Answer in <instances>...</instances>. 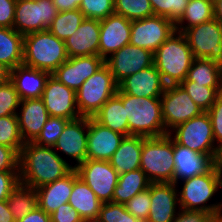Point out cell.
Wrapping results in <instances>:
<instances>
[{
    "mask_svg": "<svg viewBox=\"0 0 222 222\" xmlns=\"http://www.w3.org/2000/svg\"><path fill=\"white\" fill-rule=\"evenodd\" d=\"M218 165H222V148L220 149V154L218 158Z\"/></svg>",
    "mask_w": 222,
    "mask_h": 222,
    "instance_id": "91938a15",
    "label": "cell"
},
{
    "mask_svg": "<svg viewBox=\"0 0 222 222\" xmlns=\"http://www.w3.org/2000/svg\"><path fill=\"white\" fill-rule=\"evenodd\" d=\"M84 19V14L79 9L58 12L48 30L65 42L77 31Z\"/></svg>",
    "mask_w": 222,
    "mask_h": 222,
    "instance_id": "e575fe53",
    "label": "cell"
},
{
    "mask_svg": "<svg viewBox=\"0 0 222 222\" xmlns=\"http://www.w3.org/2000/svg\"><path fill=\"white\" fill-rule=\"evenodd\" d=\"M72 169L53 147L30 141L19 153L20 183L34 189L63 178Z\"/></svg>",
    "mask_w": 222,
    "mask_h": 222,
    "instance_id": "6da1fadb",
    "label": "cell"
},
{
    "mask_svg": "<svg viewBox=\"0 0 222 222\" xmlns=\"http://www.w3.org/2000/svg\"><path fill=\"white\" fill-rule=\"evenodd\" d=\"M212 123V131L216 146L222 148V94L207 111Z\"/></svg>",
    "mask_w": 222,
    "mask_h": 222,
    "instance_id": "f6af8a7d",
    "label": "cell"
},
{
    "mask_svg": "<svg viewBox=\"0 0 222 222\" xmlns=\"http://www.w3.org/2000/svg\"><path fill=\"white\" fill-rule=\"evenodd\" d=\"M166 86L161 74L153 64L123 79L118 84V90L138 98H160Z\"/></svg>",
    "mask_w": 222,
    "mask_h": 222,
    "instance_id": "7402d4cb",
    "label": "cell"
},
{
    "mask_svg": "<svg viewBox=\"0 0 222 222\" xmlns=\"http://www.w3.org/2000/svg\"><path fill=\"white\" fill-rule=\"evenodd\" d=\"M214 18V0H189L180 19L175 23L176 30L184 32Z\"/></svg>",
    "mask_w": 222,
    "mask_h": 222,
    "instance_id": "d6a6232c",
    "label": "cell"
},
{
    "mask_svg": "<svg viewBox=\"0 0 222 222\" xmlns=\"http://www.w3.org/2000/svg\"><path fill=\"white\" fill-rule=\"evenodd\" d=\"M105 63L119 84L126 77L152 66L154 56L151 51L129 43L113 53Z\"/></svg>",
    "mask_w": 222,
    "mask_h": 222,
    "instance_id": "9a60e30c",
    "label": "cell"
},
{
    "mask_svg": "<svg viewBox=\"0 0 222 222\" xmlns=\"http://www.w3.org/2000/svg\"><path fill=\"white\" fill-rule=\"evenodd\" d=\"M0 222H16L6 200L0 201Z\"/></svg>",
    "mask_w": 222,
    "mask_h": 222,
    "instance_id": "f5cc1de1",
    "label": "cell"
},
{
    "mask_svg": "<svg viewBox=\"0 0 222 222\" xmlns=\"http://www.w3.org/2000/svg\"><path fill=\"white\" fill-rule=\"evenodd\" d=\"M0 144L14 148L20 153L24 146L17 115L0 117Z\"/></svg>",
    "mask_w": 222,
    "mask_h": 222,
    "instance_id": "74e56055",
    "label": "cell"
},
{
    "mask_svg": "<svg viewBox=\"0 0 222 222\" xmlns=\"http://www.w3.org/2000/svg\"><path fill=\"white\" fill-rule=\"evenodd\" d=\"M19 183V171H0V201L7 200Z\"/></svg>",
    "mask_w": 222,
    "mask_h": 222,
    "instance_id": "bcb514c9",
    "label": "cell"
},
{
    "mask_svg": "<svg viewBox=\"0 0 222 222\" xmlns=\"http://www.w3.org/2000/svg\"><path fill=\"white\" fill-rule=\"evenodd\" d=\"M150 203L148 222H172L180 211L176 184L151 183Z\"/></svg>",
    "mask_w": 222,
    "mask_h": 222,
    "instance_id": "d6986e66",
    "label": "cell"
},
{
    "mask_svg": "<svg viewBox=\"0 0 222 222\" xmlns=\"http://www.w3.org/2000/svg\"><path fill=\"white\" fill-rule=\"evenodd\" d=\"M150 186L146 190L133 196L125 207L137 219H148L150 209Z\"/></svg>",
    "mask_w": 222,
    "mask_h": 222,
    "instance_id": "ee69618b",
    "label": "cell"
},
{
    "mask_svg": "<svg viewBox=\"0 0 222 222\" xmlns=\"http://www.w3.org/2000/svg\"><path fill=\"white\" fill-rule=\"evenodd\" d=\"M219 166V168H220V170H221V174H222V165H218Z\"/></svg>",
    "mask_w": 222,
    "mask_h": 222,
    "instance_id": "94428289",
    "label": "cell"
},
{
    "mask_svg": "<svg viewBox=\"0 0 222 222\" xmlns=\"http://www.w3.org/2000/svg\"><path fill=\"white\" fill-rule=\"evenodd\" d=\"M50 73L21 64L10 70V80L21 100L42 98Z\"/></svg>",
    "mask_w": 222,
    "mask_h": 222,
    "instance_id": "484cf974",
    "label": "cell"
},
{
    "mask_svg": "<svg viewBox=\"0 0 222 222\" xmlns=\"http://www.w3.org/2000/svg\"><path fill=\"white\" fill-rule=\"evenodd\" d=\"M93 119L124 136H129V125L121 98L113 95L94 115Z\"/></svg>",
    "mask_w": 222,
    "mask_h": 222,
    "instance_id": "f1b7e54d",
    "label": "cell"
},
{
    "mask_svg": "<svg viewBox=\"0 0 222 222\" xmlns=\"http://www.w3.org/2000/svg\"><path fill=\"white\" fill-rule=\"evenodd\" d=\"M100 20L85 18L65 41L68 57L99 56Z\"/></svg>",
    "mask_w": 222,
    "mask_h": 222,
    "instance_id": "603a6c76",
    "label": "cell"
},
{
    "mask_svg": "<svg viewBox=\"0 0 222 222\" xmlns=\"http://www.w3.org/2000/svg\"><path fill=\"white\" fill-rule=\"evenodd\" d=\"M10 80V69L0 62V84Z\"/></svg>",
    "mask_w": 222,
    "mask_h": 222,
    "instance_id": "9f6ffc18",
    "label": "cell"
},
{
    "mask_svg": "<svg viewBox=\"0 0 222 222\" xmlns=\"http://www.w3.org/2000/svg\"><path fill=\"white\" fill-rule=\"evenodd\" d=\"M173 158L175 165L173 183H177L209 173L218 164L219 155L198 153L178 144L173 139Z\"/></svg>",
    "mask_w": 222,
    "mask_h": 222,
    "instance_id": "2e32d148",
    "label": "cell"
},
{
    "mask_svg": "<svg viewBox=\"0 0 222 222\" xmlns=\"http://www.w3.org/2000/svg\"><path fill=\"white\" fill-rule=\"evenodd\" d=\"M125 136L88 118L86 159L109 161Z\"/></svg>",
    "mask_w": 222,
    "mask_h": 222,
    "instance_id": "44dd1931",
    "label": "cell"
},
{
    "mask_svg": "<svg viewBox=\"0 0 222 222\" xmlns=\"http://www.w3.org/2000/svg\"><path fill=\"white\" fill-rule=\"evenodd\" d=\"M88 117L69 121L58 137L54 150L73 168L76 169L87 157ZM61 153V154H60ZM63 154L67 157H63ZM73 160L72 163L68 162ZM75 162V163H74Z\"/></svg>",
    "mask_w": 222,
    "mask_h": 222,
    "instance_id": "5bb4252c",
    "label": "cell"
},
{
    "mask_svg": "<svg viewBox=\"0 0 222 222\" xmlns=\"http://www.w3.org/2000/svg\"><path fill=\"white\" fill-rule=\"evenodd\" d=\"M0 171H19V153L0 144Z\"/></svg>",
    "mask_w": 222,
    "mask_h": 222,
    "instance_id": "7dc6e473",
    "label": "cell"
},
{
    "mask_svg": "<svg viewBox=\"0 0 222 222\" xmlns=\"http://www.w3.org/2000/svg\"><path fill=\"white\" fill-rule=\"evenodd\" d=\"M154 66L166 85L180 84L187 78L194 60L183 32L175 31L154 53Z\"/></svg>",
    "mask_w": 222,
    "mask_h": 222,
    "instance_id": "277c9868",
    "label": "cell"
},
{
    "mask_svg": "<svg viewBox=\"0 0 222 222\" xmlns=\"http://www.w3.org/2000/svg\"><path fill=\"white\" fill-rule=\"evenodd\" d=\"M57 13L53 0H17L13 28L22 35L48 30Z\"/></svg>",
    "mask_w": 222,
    "mask_h": 222,
    "instance_id": "9c48e42d",
    "label": "cell"
},
{
    "mask_svg": "<svg viewBox=\"0 0 222 222\" xmlns=\"http://www.w3.org/2000/svg\"><path fill=\"white\" fill-rule=\"evenodd\" d=\"M71 3L77 8L79 9V6L82 3V0H71Z\"/></svg>",
    "mask_w": 222,
    "mask_h": 222,
    "instance_id": "680465c9",
    "label": "cell"
},
{
    "mask_svg": "<svg viewBox=\"0 0 222 222\" xmlns=\"http://www.w3.org/2000/svg\"><path fill=\"white\" fill-rule=\"evenodd\" d=\"M216 222H222V207L217 211Z\"/></svg>",
    "mask_w": 222,
    "mask_h": 222,
    "instance_id": "6f0895ef",
    "label": "cell"
},
{
    "mask_svg": "<svg viewBox=\"0 0 222 222\" xmlns=\"http://www.w3.org/2000/svg\"><path fill=\"white\" fill-rule=\"evenodd\" d=\"M76 170L102 203L112 202L119 174L109 161L86 159Z\"/></svg>",
    "mask_w": 222,
    "mask_h": 222,
    "instance_id": "4fadbf2b",
    "label": "cell"
},
{
    "mask_svg": "<svg viewBox=\"0 0 222 222\" xmlns=\"http://www.w3.org/2000/svg\"><path fill=\"white\" fill-rule=\"evenodd\" d=\"M180 85L204 112L210 109L222 92V87H206L203 84H195L187 78Z\"/></svg>",
    "mask_w": 222,
    "mask_h": 222,
    "instance_id": "d590c367",
    "label": "cell"
},
{
    "mask_svg": "<svg viewBox=\"0 0 222 222\" xmlns=\"http://www.w3.org/2000/svg\"><path fill=\"white\" fill-rule=\"evenodd\" d=\"M17 0H0V27L13 28Z\"/></svg>",
    "mask_w": 222,
    "mask_h": 222,
    "instance_id": "f907efd6",
    "label": "cell"
},
{
    "mask_svg": "<svg viewBox=\"0 0 222 222\" xmlns=\"http://www.w3.org/2000/svg\"><path fill=\"white\" fill-rule=\"evenodd\" d=\"M16 222H51V216L37 206L32 212Z\"/></svg>",
    "mask_w": 222,
    "mask_h": 222,
    "instance_id": "816d5d0a",
    "label": "cell"
},
{
    "mask_svg": "<svg viewBox=\"0 0 222 222\" xmlns=\"http://www.w3.org/2000/svg\"><path fill=\"white\" fill-rule=\"evenodd\" d=\"M168 134L178 144L190 150L206 155L220 154V149L215 144L212 123L207 112L177 125Z\"/></svg>",
    "mask_w": 222,
    "mask_h": 222,
    "instance_id": "ba28073f",
    "label": "cell"
},
{
    "mask_svg": "<svg viewBox=\"0 0 222 222\" xmlns=\"http://www.w3.org/2000/svg\"><path fill=\"white\" fill-rule=\"evenodd\" d=\"M95 222H148V220L135 218L127 211L125 204L107 202L102 204Z\"/></svg>",
    "mask_w": 222,
    "mask_h": 222,
    "instance_id": "f35d334b",
    "label": "cell"
},
{
    "mask_svg": "<svg viewBox=\"0 0 222 222\" xmlns=\"http://www.w3.org/2000/svg\"><path fill=\"white\" fill-rule=\"evenodd\" d=\"M42 100L49 116L63 117L70 121L81 117L76 105V92L52 74L46 81Z\"/></svg>",
    "mask_w": 222,
    "mask_h": 222,
    "instance_id": "e0dca14e",
    "label": "cell"
},
{
    "mask_svg": "<svg viewBox=\"0 0 222 222\" xmlns=\"http://www.w3.org/2000/svg\"><path fill=\"white\" fill-rule=\"evenodd\" d=\"M131 21L116 13L100 20L99 56L104 60L130 43Z\"/></svg>",
    "mask_w": 222,
    "mask_h": 222,
    "instance_id": "ffe728a7",
    "label": "cell"
},
{
    "mask_svg": "<svg viewBox=\"0 0 222 222\" xmlns=\"http://www.w3.org/2000/svg\"><path fill=\"white\" fill-rule=\"evenodd\" d=\"M24 35L14 28L0 27V62L10 70L23 63Z\"/></svg>",
    "mask_w": 222,
    "mask_h": 222,
    "instance_id": "f546056e",
    "label": "cell"
},
{
    "mask_svg": "<svg viewBox=\"0 0 222 222\" xmlns=\"http://www.w3.org/2000/svg\"><path fill=\"white\" fill-rule=\"evenodd\" d=\"M68 203L84 222H95L103 204L79 175L75 177Z\"/></svg>",
    "mask_w": 222,
    "mask_h": 222,
    "instance_id": "4316f807",
    "label": "cell"
},
{
    "mask_svg": "<svg viewBox=\"0 0 222 222\" xmlns=\"http://www.w3.org/2000/svg\"><path fill=\"white\" fill-rule=\"evenodd\" d=\"M69 121L70 120L63 117L49 116L41 130V133L33 142L41 146L54 147L57 143L58 137L63 132L65 125Z\"/></svg>",
    "mask_w": 222,
    "mask_h": 222,
    "instance_id": "ab89813d",
    "label": "cell"
},
{
    "mask_svg": "<svg viewBox=\"0 0 222 222\" xmlns=\"http://www.w3.org/2000/svg\"><path fill=\"white\" fill-rule=\"evenodd\" d=\"M175 184L180 209L199 210L216 215L222 207V200L212 202V199L220 193L219 190H222V174L218 164L209 173Z\"/></svg>",
    "mask_w": 222,
    "mask_h": 222,
    "instance_id": "7a4b0ae2",
    "label": "cell"
},
{
    "mask_svg": "<svg viewBox=\"0 0 222 222\" xmlns=\"http://www.w3.org/2000/svg\"><path fill=\"white\" fill-rule=\"evenodd\" d=\"M172 222H216V215L205 211L180 209Z\"/></svg>",
    "mask_w": 222,
    "mask_h": 222,
    "instance_id": "c3c4849f",
    "label": "cell"
},
{
    "mask_svg": "<svg viewBox=\"0 0 222 222\" xmlns=\"http://www.w3.org/2000/svg\"><path fill=\"white\" fill-rule=\"evenodd\" d=\"M16 115L24 143L37 138L49 117L42 98L21 100Z\"/></svg>",
    "mask_w": 222,
    "mask_h": 222,
    "instance_id": "cb8c5ba5",
    "label": "cell"
},
{
    "mask_svg": "<svg viewBox=\"0 0 222 222\" xmlns=\"http://www.w3.org/2000/svg\"><path fill=\"white\" fill-rule=\"evenodd\" d=\"M114 11L130 21L154 16L150 0H114Z\"/></svg>",
    "mask_w": 222,
    "mask_h": 222,
    "instance_id": "8d00e7d4",
    "label": "cell"
},
{
    "mask_svg": "<svg viewBox=\"0 0 222 222\" xmlns=\"http://www.w3.org/2000/svg\"><path fill=\"white\" fill-rule=\"evenodd\" d=\"M187 79L206 87H222V64L210 59L194 58Z\"/></svg>",
    "mask_w": 222,
    "mask_h": 222,
    "instance_id": "1f68e13d",
    "label": "cell"
},
{
    "mask_svg": "<svg viewBox=\"0 0 222 222\" xmlns=\"http://www.w3.org/2000/svg\"><path fill=\"white\" fill-rule=\"evenodd\" d=\"M105 64L98 55L71 57L62 63L52 75L75 92L81 85Z\"/></svg>",
    "mask_w": 222,
    "mask_h": 222,
    "instance_id": "ac0fdd59",
    "label": "cell"
},
{
    "mask_svg": "<svg viewBox=\"0 0 222 222\" xmlns=\"http://www.w3.org/2000/svg\"><path fill=\"white\" fill-rule=\"evenodd\" d=\"M175 23L166 17L154 15L131 21L130 44L154 53L174 32Z\"/></svg>",
    "mask_w": 222,
    "mask_h": 222,
    "instance_id": "7c38bea8",
    "label": "cell"
},
{
    "mask_svg": "<svg viewBox=\"0 0 222 222\" xmlns=\"http://www.w3.org/2000/svg\"><path fill=\"white\" fill-rule=\"evenodd\" d=\"M184 35L194 58H205L222 64V25L215 19L186 29Z\"/></svg>",
    "mask_w": 222,
    "mask_h": 222,
    "instance_id": "8fae6325",
    "label": "cell"
},
{
    "mask_svg": "<svg viewBox=\"0 0 222 222\" xmlns=\"http://www.w3.org/2000/svg\"><path fill=\"white\" fill-rule=\"evenodd\" d=\"M6 201L16 221L24 218L38 206L36 189L21 183L10 193Z\"/></svg>",
    "mask_w": 222,
    "mask_h": 222,
    "instance_id": "836d02e7",
    "label": "cell"
},
{
    "mask_svg": "<svg viewBox=\"0 0 222 222\" xmlns=\"http://www.w3.org/2000/svg\"><path fill=\"white\" fill-rule=\"evenodd\" d=\"M122 100L128 119L129 136L160 137L168 134L162 120L160 98H142L134 95L116 93Z\"/></svg>",
    "mask_w": 222,
    "mask_h": 222,
    "instance_id": "3957f363",
    "label": "cell"
},
{
    "mask_svg": "<svg viewBox=\"0 0 222 222\" xmlns=\"http://www.w3.org/2000/svg\"><path fill=\"white\" fill-rule=\"evenodd\" d=\"M53 3H54V5L56 6L58 12L77 9V8L71 3V0H53Z\"/></svg>",
    "mask_w": 222,
    "mask_h": 222,
    "instance_id": "db71d44e",
    "label": "cell"
},
{
    "mask_svg": "<svg viewBox=\"0 0 222 222\" xmlns=\"http://www.w3.org/2000/svg\"><path fill=\"white\" fill-rule=\"evenodd\" d=\"M68 58L65 42L49 30L24 35L22 64L52 74Z\"/></svg>",
    "mask_w": 222,
    "mask_h": 222,
    "instance_id": "5b68a950",
    "label": "cell"
},
{
    "mask_svg": "<svg viewBox=\"0 0 222 222\" xmlns=\"http://www.w3.org/2000/svg\"><path fill=\"white\" fill-rule=\"evenodd\" d=\"M140 169L151 183L173 182L175 171L173 138L169 134L160 137H142Z\"/></svg>",
    "mask_w": 222,
    "mask_h": 222,
    "instance_id": "8992f818",
    "label": "cell"
},
{
    "mask_svg": "<svg viewBox=\"0 0 222 222\" xmlns=\"http://www.w3.org/2000/svg\"><path fill=\"white\" fill-rule=\"evenodd\" d=\"M77 175V170L72 169L63 178L36 188L38 207L51 215L60 205L68 203Z\"/></svg>",
    "mask_w": 222,
    "mask_h": 222,
    "instance_id": "d4e9b609",
    "label": "cell"
},
{
    "mask_svg": "<svg viewBox=\"0 0 222 222\" xmlns=\"http://www.w3.org/2000/svg\"><path fill=\"white\" fill-rule=\"evenodd\" d=\"M154 15L176 23L184 13L189 0H150Z\"/></svg>",
    "mask_w": 222,
    "mask_h": 222,
    "instance_id": "60d3db41",
    "label": "cell"
},
{
    "mask_svg": "<svg viewBox=\"0 0 222 222\" xmlns=\"http://www.w3.org/2000/svg\"><path fill=\"white\" fill-rule=\"evenodd\" d=\"M214 18L222 25V0H214Z\"/></svg>",
    "mask_w": 222,
    "mask_h": 222,
    "instance_id": "11a10c76",
    "label": "cell"
},
{
    "mask_svg": "<svg viewBox=\"0 0 222 222\" xmlns=\"http://www.w3.org/2000/svg\"><path fill=\"white\" fill-rule=\"evenodd\" d=\"M151 181L142 169L119 174L118 184L114 189L112 202L125 204L136 194L149 188Z\"/></svg>",
    "mask_w": 222,
    "mask_h": 222,
    "instance_id": "4dcf8cb0",
    "label": "cell"
},
{
    "mask_svg": "<svg viewBox=\"0 0 222 222\" xmlns=\"http://www.w3.org/2000/svg\"><path fill=\"white\" fill-rule=\"evenodd\" d=\"M160 100L162 120L167 133L177 125L199 116L204 112L194 103L180 84L167 85Z\"/></svg>",
    "mask_w": 222,
    "mask_h": 222,
    "instance_id": "30bf717a",
    "label": "cell"
},
{
    "mask_svg": "<svg viewBox=\"0 0 222 222\" xmlns=\"http://www.w3.org/2000/svg\"><path fill=\"white\" fill-rule=\"evenodd\" d=\"M110 68L105 63L76 92V105L81 117L93 118L101 107L117 93Z\"/></svg>",
    "mask_w": 222,
    "mask_h": 222,
    "instance_id": "52a82bcc",
    "label": "cell"
},
{
    "mask_svg": "<svg viewBox=\"0 0 222 222\" xmlns=\"http://www.w3.org/2000/svg\"><path fill=\"white\" fill-rule=\"evenodd\" d=\"M50 216L51 222H84L70 203L60 205Z\"/></svg>",
    "mask_w": 222,
    "mask_h": 222,
    "instance_id": "681fc988",
    "label": "cell"
},
{
    "mask_svg": "<svg viewBox=\"0 0 222 222\" xmlns=\"http://www.w3.org/2000/svg\"><path fill=\"white\" fill-rule=\"evenodd\" d=\"M79 10L85 18L103 20L115 13L114 0H82Z\"/></svg>",
    "mask_w": 222,
    "mask_h": 222,
    "instance_id": "7bdbcfd3",
    "label": "cell"
},
{
    "mask_svg": "<svg viewBox=\"0 0 222 222\" xmlns=\"http://www.w3.org/2000/svg\"><path fill=\"white\" fill-rule=\"evenodd\" d=\"M21 99L11 80L0 84V117L16 115Z\"/></svg>",
    "mask_w": 222,
    "mask_h": 222,
    "instance_id": "b9f144b4",
    "label": "cell"
},
{
    "mask_svg": "<svg viewBox=\"0 0 222 222\" xmlns=\"http://www.w3.org/2000/svg\"><path fill=\"white\" fill-rule=\"evenodd\" d=\"M142 136H125L109 163L118 174L128 173L140 168Z\"/></svg>",
    "mask_w": 222,
    "mask_h": 222,
    "instance_id": "83f0119b",
    "label": "cell"
}]
</instances>
